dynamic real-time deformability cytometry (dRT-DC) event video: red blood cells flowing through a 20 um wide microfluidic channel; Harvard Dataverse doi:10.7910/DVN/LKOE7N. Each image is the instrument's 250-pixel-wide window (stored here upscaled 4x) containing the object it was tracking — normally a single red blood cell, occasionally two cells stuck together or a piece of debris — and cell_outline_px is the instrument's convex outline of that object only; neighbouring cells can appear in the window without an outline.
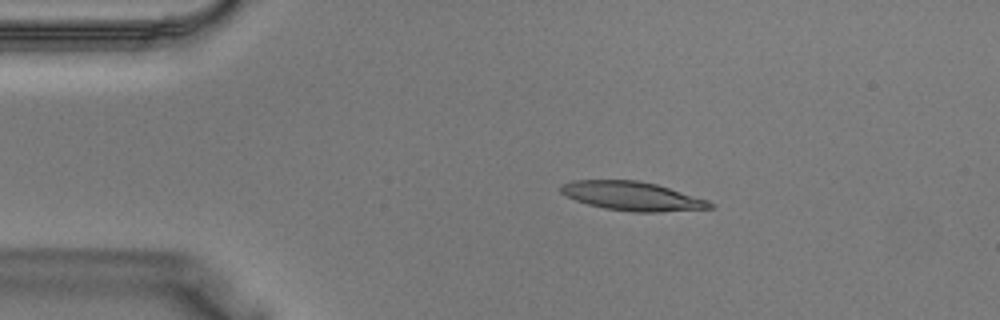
{"species": "Egyptian fruit bat (a non-hibernating species)", "species_latin": "Rousettus aegyptiacus", "temperature_condition": "warm", "stored_images_in_passage": 33, "camera_frame_rate_fps": 3000, "um_per_image_px": 0.085, "animal": {"sex": "male"}, "frame": {"image": 1, "passage_image": 2, "time_ms": 0.333, "image_size_px": [1000, 320], "cell_outline_px": [[712, 208], [656, 212], [632, 212], [604, 208], [588, 204], [576, 200], [560, 192], [560, 184], [572, 180], [636, 180], [656, 184], [708, 200], [712, 204]], "centroid_in_image_um": [53.7, 16.66], "position_along_channel_um": 31.3, "area_um2": 24.91}}
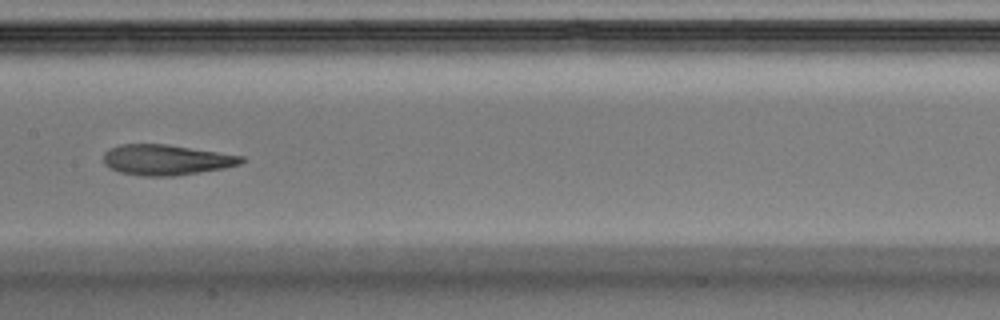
{"frame": {"image": 2, "passage_image": 14, "time_ms": 4.333, "image_size_px": [1000, 320], "cell_outline_px": [[248, 160], [240, 164], [224, 168], [176, 176], [144, 176], [120, 172], [108, 168], [104, 164], [104, 152], [108, 148], [120, 144], [168, 144], [244, 156]], "centroid_in_image_um": [14.13, 13.58], "position_along_channel_um": 193.3, "area_um2": 24.74}}
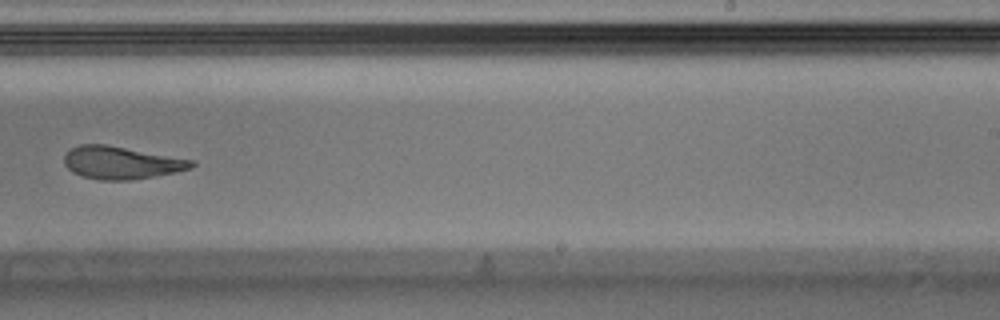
{"frame": {"image": 3, "passage_image": 19, "time_ms": 6.0, "image_size_px": [1000, 320], "cell_outline_px": [[196, 164], [188, 168], [172, 172], [132, 180], [100, 180], [84, 176], [72, 172], [64, 164], [64, 156], [72, 148], [80, 144], [104, 144], [196, 160]], "centroid_in_image_um": [10.29, 13.82], "position_along_channel_um": 278.7, "area_um2": 23.87}}